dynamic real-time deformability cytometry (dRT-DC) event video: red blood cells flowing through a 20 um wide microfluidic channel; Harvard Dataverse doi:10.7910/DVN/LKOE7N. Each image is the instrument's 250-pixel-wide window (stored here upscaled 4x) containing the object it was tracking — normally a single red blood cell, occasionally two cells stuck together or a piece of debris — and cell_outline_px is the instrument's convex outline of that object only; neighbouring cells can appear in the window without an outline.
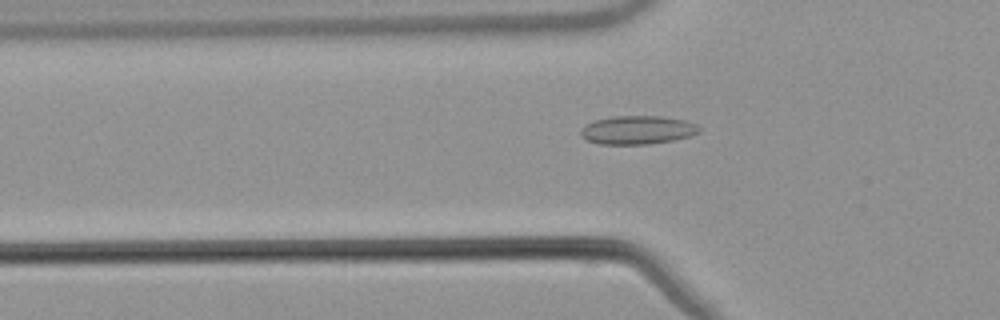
{"species": "common noctule bat (a hibernating species)", "species_latin": "Nyctalus noctula", "temperature_condition": "warm", "stored_images_in_passage": 54, "camera_frame_rate_fps": 3000, "um_per_image_px": 0.085, "animal": {"sex": "male", "body_mass_g": 21.5, "forearm_length_mm": 52.0}, "frame": {"image": 1, "passage_image": 19, "time_ms": 6.0, "image_size_px": [1000, 320], "cell_outline_px": [[700, 132], [692, 136], [672, 140], [648, 144], [600, 144], [588, 140], [580, 136], [580, 128], [584, 124], [592, 120], [612, 116], [660, 116], [684, 120], [696, 124], [700, 128]], "centroid_in_image_um": [54.15, 11.04], "position_along_channel_um": 71.7, "area_um2": 19.88}}
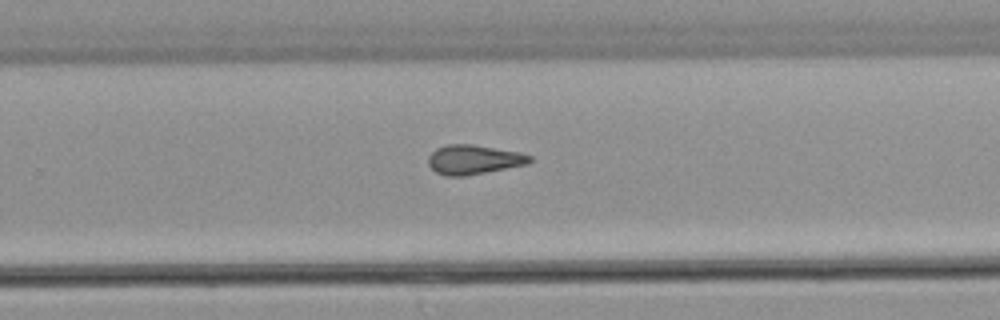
{"frame": {"image": 2, "passage_image": 36, "time_ms": 11.667, "image_size_px": [1000, 320], "cell_outline_px": [[532, 160], [528, 164], [464, 176], [448, 176], [436, 172], [428, 164], [428, 156], [436, 148], [448, 144], [472, 144], [520, 152], [532, 156]], "centroid_in_image_um": [40.27, 13.56], "position_along_channel_um": 289.5, "area_um2": 17.34}}
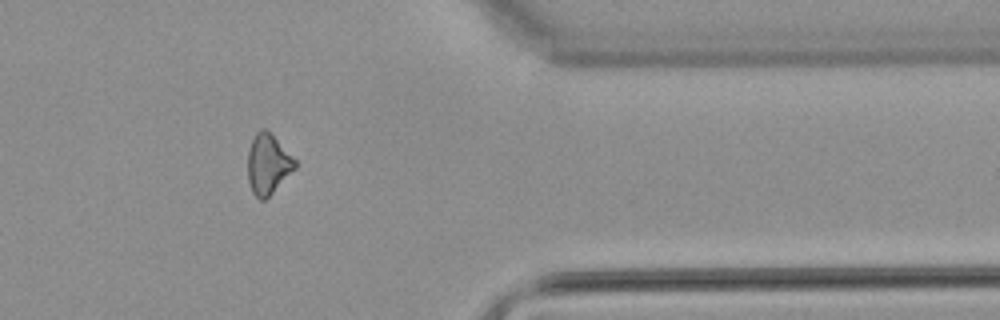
{"frame": {"image": 3, "passage_image": 45, "time_ms": 14.667, "image_size_px": [1000, 320], "cell_outline_px": [[296, 168], [264, 200], [260, 200], [252, 192], [248, 180], [248, 152], [252, 140], [256, 132], [260, 128], [264, 128], [296, 160]], "centroid_in_image_um": [22.76, 13.96], "position_along_channel_um": 388.6, "area_um2": 16.13}, "authors_computed_cell_mechanics": {"area_um2": 17.5423, "velocity_mm_per_s": 3.8454, "shape_relaxation_time_tau1_ms": null, "shape_relaxation_time_tau2_ms": 2.4803, "deformation_change_tau1": null, "deformation_change_tau2": 0.09}}